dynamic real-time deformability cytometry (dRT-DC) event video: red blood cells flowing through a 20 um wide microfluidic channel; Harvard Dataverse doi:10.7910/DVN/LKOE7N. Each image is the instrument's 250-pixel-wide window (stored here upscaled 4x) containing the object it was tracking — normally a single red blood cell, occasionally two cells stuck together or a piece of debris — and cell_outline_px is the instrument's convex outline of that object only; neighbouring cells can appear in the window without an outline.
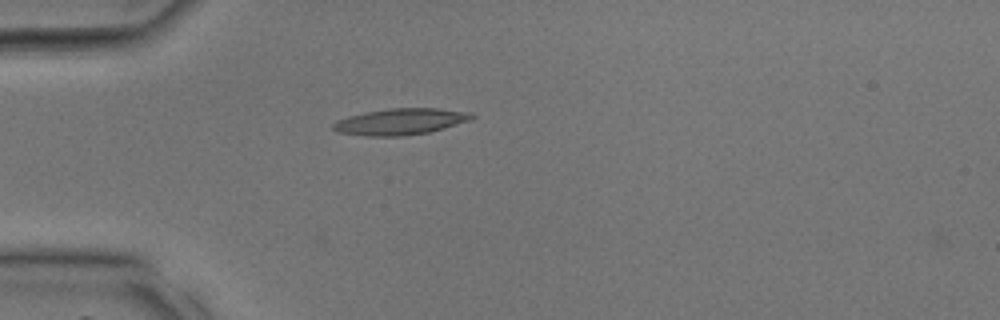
{"species": "common noctule bat (a hibernating species)", "species_latin": "Nyctalus noctula", "temperature_condition": "room temperature", "stored_images_in_passage": 14, "camera_frame_rate_fps": 3000, "um_per_image_px": 0.085, "animal": {"sex": "male", "body_mass_g": 17.9, "forearm_length_mm": 54.2}, "frame": {"image": 1, "passage_image": 10, "time_ms": 3.0, "image_size_px": [1000, 320], "cell_outline_px": [[476, 116], [472, 120], [444, 128], [428, 132], [400, 136], [364, 136], [340, 132], [332, 128], [332, 124], [336, 120], [348, 116], [364, 112], [388, 108], [440, 108], [472, 112]], "centroid_in_image_um": [34.07, 10.32], "position_along_channel_um": 50.9, "area_um2": 21.44}}
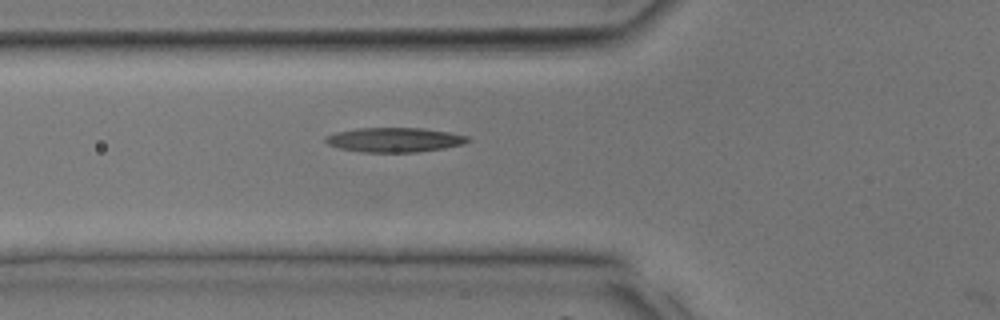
{"frame": {"image": 2, "passage_image": 13, "time_ms": 4.0, "image_size_px": [1000, 320], "cell_outline_px": [[472, 140], [464, 144], [444, 148], [416, 152], [360, 152], [340, 148], [328, 144], [324, 140], [324, 136], [336, 132], [360, 128], [424, 128], [448, 132], [468, 136]], "centroid_in_image_um": [33.54, 11.88], "position_along_channel_um": 92.3, "area_um2": 20.35}}